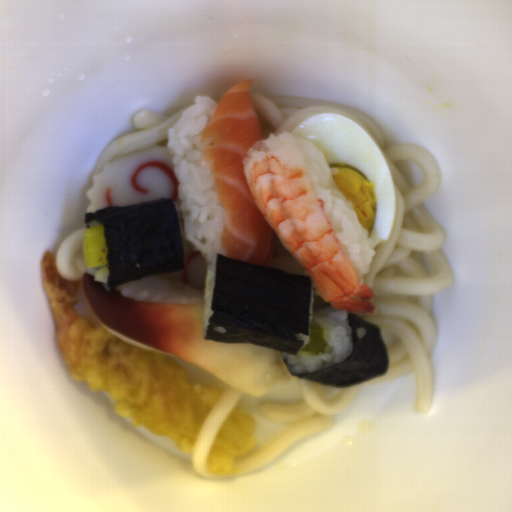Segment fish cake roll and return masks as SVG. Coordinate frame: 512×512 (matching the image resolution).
I'll return each instance as SVG.
<instances>
[{"label":"fish cake roll","mask_w":512,"mask_h":512,"mask_svg":"<svg viewBox=\"0 0 512 512\" xmlns=\"http://www.w3.org/2000/svg\"><path fill=\"white\" fill-rule=\"evenodd\" d=\"M184 249L183 268L174 272H160L158 276H172L204 293L209 264L196 251L193 244L181 237Z\"/></svg>","instance_id":"obj_2"},{"label":"fish cake roll","mask_w":512,"mask_h":512,"mask_svg":"<svg viewBox=\"0 0 512 512\" xmlns=\"http://www.w3.org/2000/svg\"><path fill=\"white\" fill-rule=\"evenodd\" d=\"M178 184L169 149L159 144L141 148L112 158L103 172L93 176L86 192L89 204L85 215L160 198H170L174 204L179 197Z\"/></svg>","instance_id":"obj_1"}]
</instances>
